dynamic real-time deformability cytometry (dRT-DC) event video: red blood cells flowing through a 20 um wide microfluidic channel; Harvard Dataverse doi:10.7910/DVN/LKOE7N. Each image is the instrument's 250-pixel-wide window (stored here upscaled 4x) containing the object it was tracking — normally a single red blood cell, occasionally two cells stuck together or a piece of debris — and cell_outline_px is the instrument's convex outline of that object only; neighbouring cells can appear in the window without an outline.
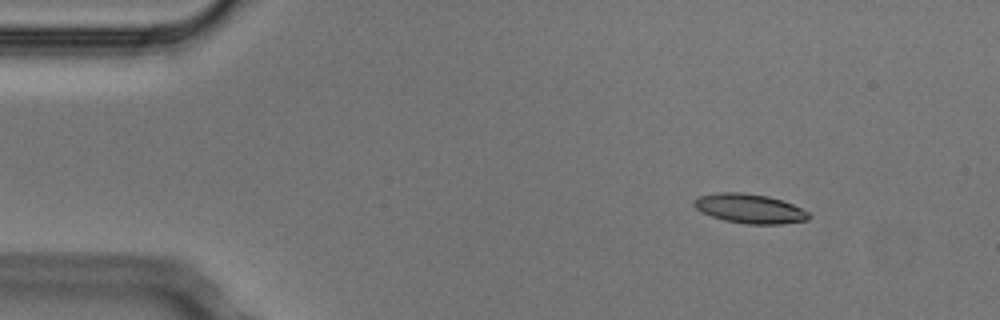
{"species": "Egyptian fruit bat (a non-hibernating species)", "species_latin": "Rousettus aegyptiacus", "temperature_condition": "cold", "stored_images_in_passage": 3, "camera_frame_rate_fps": 3000, "um_per_image_px": 0.085, "animal": {"sex": "male"}, "frame": {"image": 1, "passage_image": 1, "time_ms": 0.0, "image_size_px": [1000, 320], "cell_outline_px": [[812, 216], [808, 220], [780, 224], [748, 224], [724, 220], [700, 212], [692, 204], [692, 200], [696, 196], [720, 192], [740, 192], [768, 196], [792, 204], [808, 212]], "centroid_in_image_um": [63.68, 17.72], "position_along_channel_um": 21.3, "area_um2": 19.71}}